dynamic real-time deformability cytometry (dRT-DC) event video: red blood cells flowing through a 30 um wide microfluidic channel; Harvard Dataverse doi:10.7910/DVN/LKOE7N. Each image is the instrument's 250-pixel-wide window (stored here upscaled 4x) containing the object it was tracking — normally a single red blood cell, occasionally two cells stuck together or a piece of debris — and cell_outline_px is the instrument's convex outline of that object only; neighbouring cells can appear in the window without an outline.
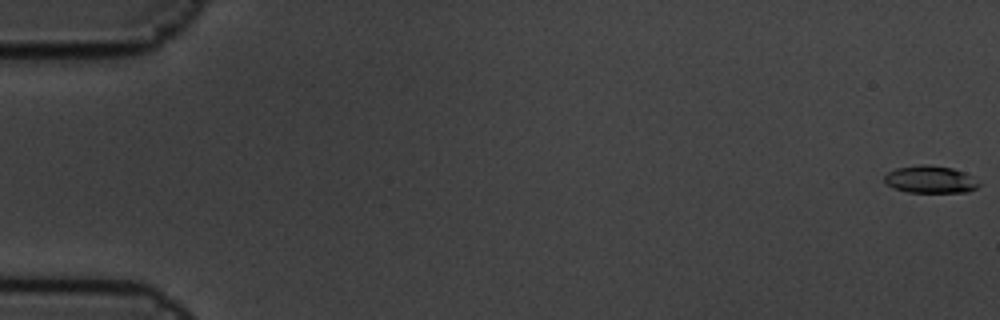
{"species": "common noctule bat (a hibernating species)", "species_latin": "Nyctalus noctula", "temperature_condition": "cold", "stored_images_in_passage": 6, "camera_frame_rate_fps": 3000, "um_per_image_px": 0.085, "animal": {"sex": "male", "body_mass_g": 19.5, "forearm_length_mm": 54.6}, "frame": {"image": 1, "passage_image": 1, "time_ms": 0.0, "image_size_px": [1000, 320], "cell_outline_px": [[980, 184], [976, 188], [968, 192], [908, 192], [892, 188], [884, 184], [884, 176], [888, 172], [896, 168], [920, 164], [924, 164], [952, 168], [964, 172]], "centroid_in_image_um": [79.01, 15.26], "position_along_channel_um": 6.0, "area_um2": 15.03}}
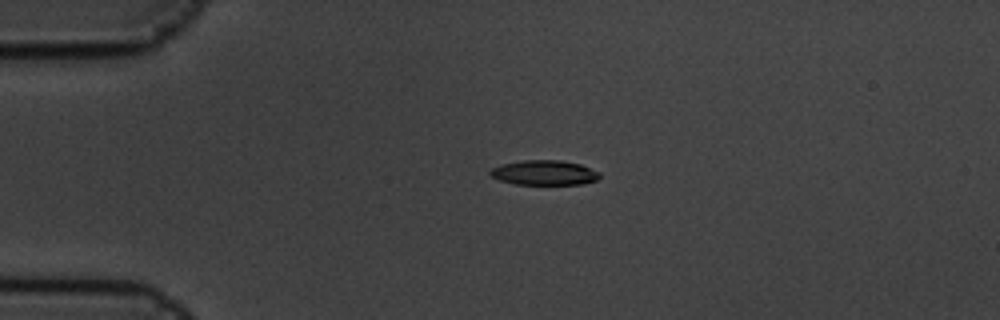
{"frame": {"image": 2, "passage_image": 5, "time_ms": 1.333, "image_size_px": [1000, 320], "cell_outline_px": [[600, 176], [596, 180], [584, 184], [516, 184], [500, 180], [492, 176], [488, 172], [492, 168], [500, 164], [524, 160], [560, 160], [580, 164], [600, 172]], "centroid_in_image_um": [46.27, 14.67], "position_along_channel_um": 38.7, "area_um2": 15.78}}